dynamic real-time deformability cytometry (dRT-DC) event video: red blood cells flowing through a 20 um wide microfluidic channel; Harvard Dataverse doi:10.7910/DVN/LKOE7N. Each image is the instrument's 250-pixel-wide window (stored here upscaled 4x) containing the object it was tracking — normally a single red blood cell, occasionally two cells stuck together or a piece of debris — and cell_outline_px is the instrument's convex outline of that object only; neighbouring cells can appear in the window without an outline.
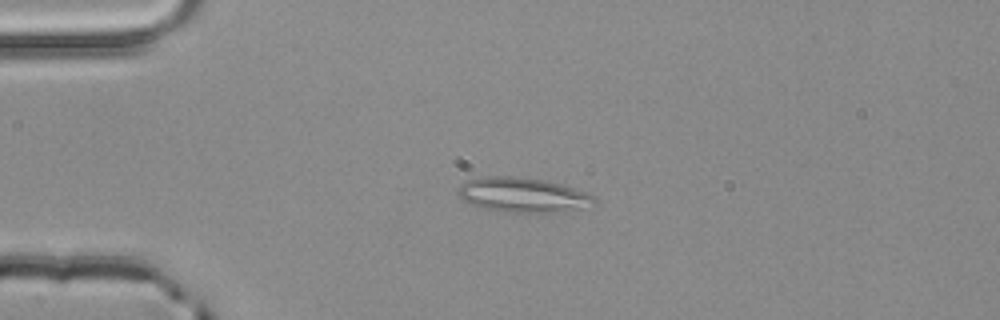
{"species": "common noctule bat (a hibernating species)", "species_latin": "Nyctalus noctula", "temperature_condition": "room temperature", "stored_images_in_passage": 4, "camera_frame_rate_fps": 3000, "um_per_image_px": 0.085, "animal": {"sex": "male", "body_mass_g": 20.4}, "frame": {"image": 1, "passage_image": 3, "time_ms": 0.667, "image_size_px": [1000, 320], "cell_outline_px": [[596, 200], [580, 208], [564, 212], [512, 212], [484, 208], [464, 200], [456, 192], [468, 180], [484, 176], [516, 176], [544, 180], [560, 184], [588, 192], [596, 196]], "centroid_in_image_um": [44.47, 16.56], "position_along_channel_um": 40.5, "area_um2": 27.11}}
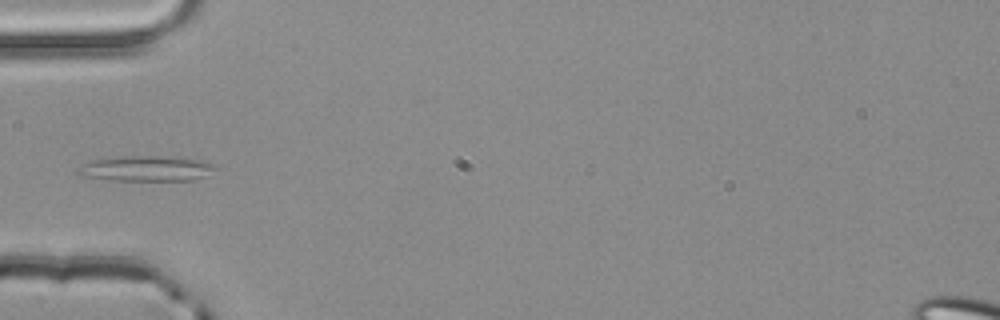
{"frame": {"image": 2, "passage_image": 4, "time_ms": 1.0, "image_size_px": [1000, 320], "cell_outline_px": [[220, 168], [204, 176], [192, 180], [108, 180], [84, 176], [76, 172], [76, 168], [92, 160], [132, 156], [184, 156], [212, 164]], "centroid_in_image_um": [12.48, 14.32], "position_along_channel_um": 72.5, "area_um2": 20.29}}